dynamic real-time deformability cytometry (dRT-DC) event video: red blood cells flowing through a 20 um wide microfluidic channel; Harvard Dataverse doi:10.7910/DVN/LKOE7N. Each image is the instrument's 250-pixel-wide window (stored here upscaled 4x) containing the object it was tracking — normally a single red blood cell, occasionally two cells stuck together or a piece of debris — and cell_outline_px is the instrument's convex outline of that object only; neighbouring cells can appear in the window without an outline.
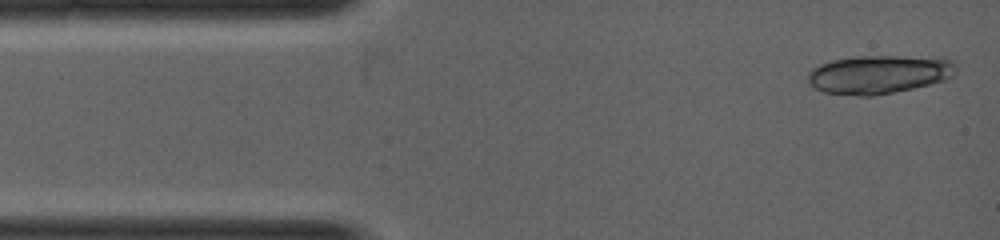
{"species": "common noctule bat (a hibernating species)", "species_latin": "Nyctalus noctula", "temperature_condition": "warm", "stored_images_in_passage": 5, "camera_frame_rate_fps": 5000, "um_per_image_px": 0.085, "animal": {"sex": "female", "body_mass_g": 19.0, "forearm_length_mm": 53.3}, "frame": {"image": 1, "passage_image": 1, "time_ms": 0.0, "image_size_px": [1000, 240], "cell_outline_px": [[956, 68], [952, 76], [948, 80], [912, 88], [872, 96], [860, 96], [824, 92], [812, 88], [808, 84], [808, 72], [812, 68], [820, 64], [832, 60], [856, 56], [944, 56], [952, 60], [956, 64]], "centroid_in_image_um": [74.74, 6.3], "position_along_channel_um": 10.3, "area_um2": 33.81}}